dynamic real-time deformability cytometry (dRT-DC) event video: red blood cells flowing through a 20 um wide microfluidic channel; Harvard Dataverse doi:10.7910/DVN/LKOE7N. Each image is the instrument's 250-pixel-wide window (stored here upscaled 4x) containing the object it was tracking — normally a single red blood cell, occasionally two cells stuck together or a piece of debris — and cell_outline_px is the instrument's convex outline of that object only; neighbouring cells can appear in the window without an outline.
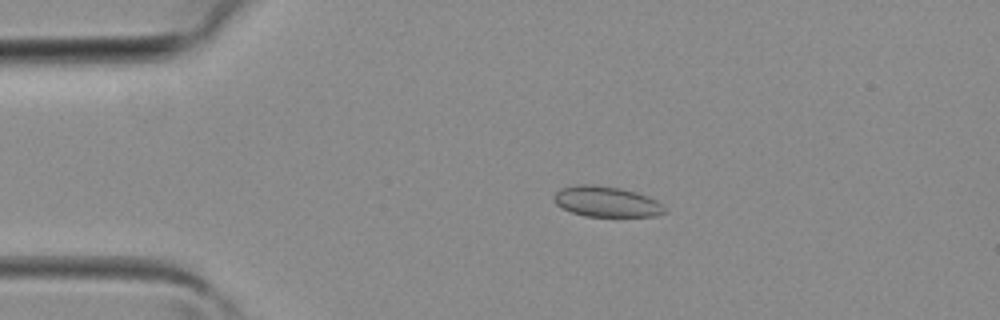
{"species": "common noctule bat (a hibernating species)", "species_latin": "Nyctalus noctula", "temperature_condition": "room temperature", "stored_images_in_passage": 34, "camera_frame_rate_fps": 3000, "um_per_image_px": 0.085, "animal": {"sex": "female", "body_mass_g": 19.3, "forearm_length_mm": 54.1}, "frame": {"image": 1, "passage_image": 2, "time_ms": 0.333, "image_size_px": [1000, 320], "cell_outline_px": [[668, 212], [656, 216], [584, 216], [572, 212], [556, 204], [552, 200], [552, 196], [560, 188], [580, 184], [592, 184], [620, 188], [636, 192], [648, 196], [656, 200]], "centroid_in_image_um": [51.53, 17.13], "position_along_channel_um": 33.5, "area_um2": 19.71}}
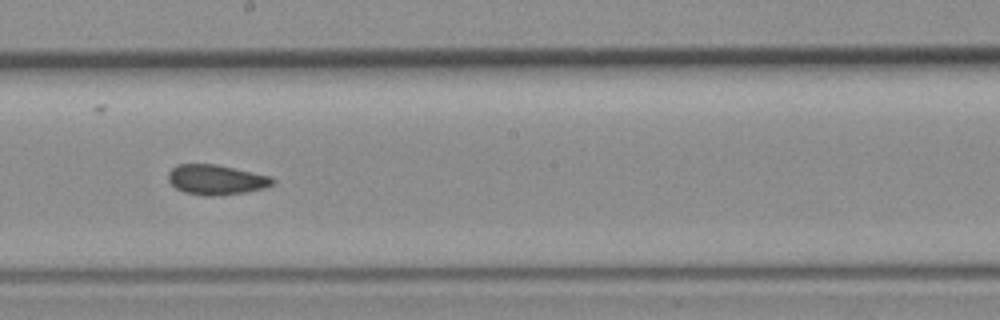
{"frame": {"image": 2, "passage_image": 16, "time_ms": 5.0, "image_size_px": [1000, 320], "cell_outline_px": [[276, 180], [272, 184], [264, 188], [244, 192], [216, 196], [204, 196], [184, 192], [176, 188], [168, 180], [168, 172], [176, 164], [216, 164], [272, 176]], "centroid_in_image_um": [18.37, 15.27], "position_along_channel_um": 229.8, "area_um2": 18.32}}
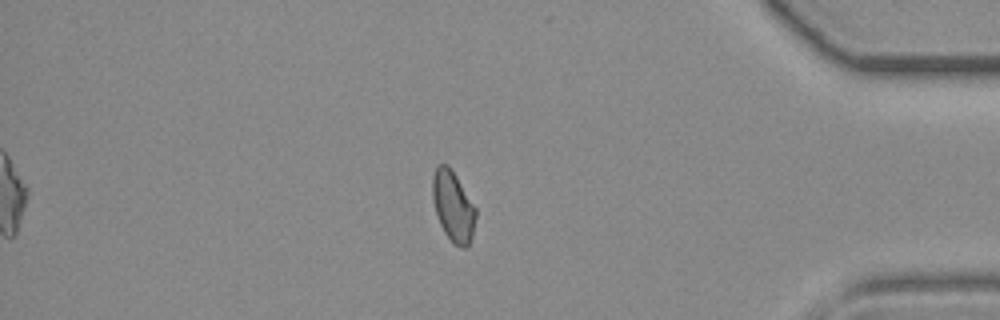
{"frame": {"image": 3, "passage_image": 28, "time_ms": 9.0, "image_size_px": [1000, 320], "cell_outline_px": [[476, 216], [472, 236], [468, 248], [464, 248], [452, 244], [444, 232], [440, 224], [432, 200], [432, 176], [436, 168], [440, 164], [448, 164], [456, 176], [476, 208]], "centroid_in_image_um": [38.51, 17.56], "position_along_channel_um": 396.7, "area_um2": 17.8}}